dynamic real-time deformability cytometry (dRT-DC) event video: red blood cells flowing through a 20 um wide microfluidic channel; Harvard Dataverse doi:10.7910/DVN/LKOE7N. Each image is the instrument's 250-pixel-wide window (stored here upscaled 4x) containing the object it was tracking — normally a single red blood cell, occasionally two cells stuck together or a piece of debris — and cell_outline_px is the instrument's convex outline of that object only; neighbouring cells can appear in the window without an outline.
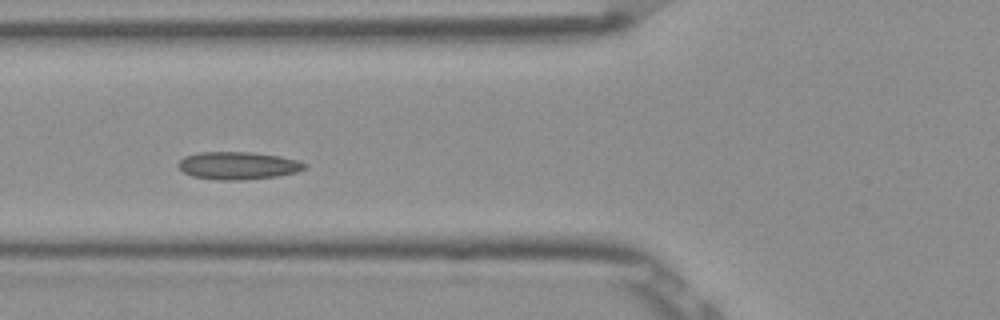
{"species": "Egyptian fruit bat (a non-hibernating species)", "species_latin": "Rousettus aegyptiacus", "temperature_condition": "room temperature", "stored_images_in_passage": 7, "camera_frame_rate_fps": 3000, "um_per_image_px": 0.085, "frame": {"image": 1, "passage_image": 5, "time_ms": 1.333, "image_size_px": [1000, 320], "cell_outline_px": [[308, 164], [304, 168], [296, 172], [276, 176], [240, 180], [216, 180], [192, 176], [184, 172], [176, 164], [184, 156], [196, 152], [252, 152], [280, 156], [296, 160]], "centroid_in_image_um": [20.19, 14.07], "position_along_channel_um": 105.6, "area_um2": 20.35}}
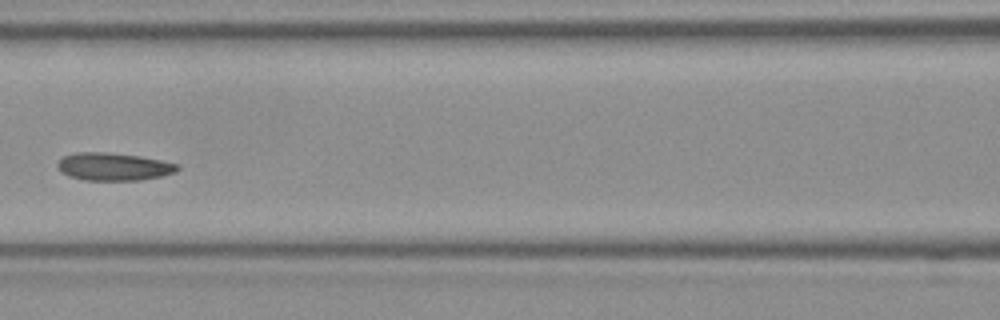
{"frame": {"image": 2, "passage_image": 6, "time_ms": 1.667, "image_size_px": [1000, 320], "cell_outline_px": [[180, 168], [176, 172], [160, 176], [140, 180], [84, 180], [68, 176], [56, 164], [64, 156], [76, 152], [108, 152], [140, 156], [180, 164]], "centroid_in_image_um": [9.69, 14.16], "position_along_channel_um": 156.9, "area_um2": 19.31}}
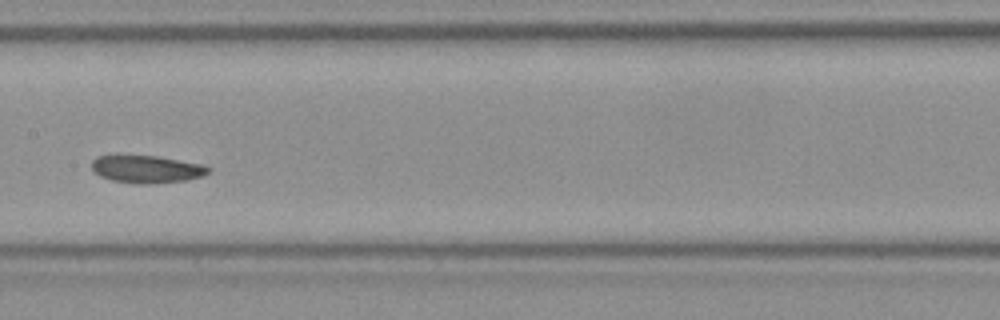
{"frame": {"image": 3, "passage_image": 7, "time_ms": 2.0, "image_size_px": [1000, 320], "cell_outline_px": [[212, 168], [204, 176], [188, 180], [144, 184], [140, 184], [112, 180], [100, 176], [92, 168], [92, 160], [96, 156], [156, 156], [200, 164]], "centroid_in_image_um": [12.49, 14.38], "position_along_channel_um": 194.9, "area_um2": 18.44}}